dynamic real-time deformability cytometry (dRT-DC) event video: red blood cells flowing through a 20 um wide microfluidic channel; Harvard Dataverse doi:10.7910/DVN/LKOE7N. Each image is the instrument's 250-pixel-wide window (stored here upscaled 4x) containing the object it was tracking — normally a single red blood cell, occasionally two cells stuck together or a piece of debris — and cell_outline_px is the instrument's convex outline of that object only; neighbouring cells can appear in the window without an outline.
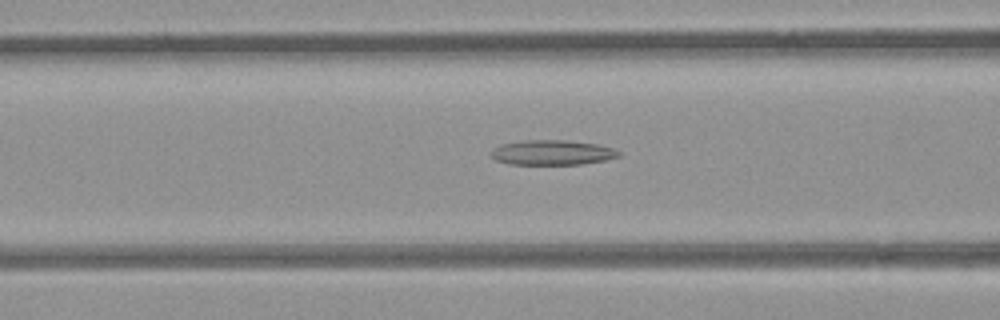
{"species": "common noctule bat (a hibernating species)", "species_latin": "Nyctalus noctula", "temperature_condition": "room temperature", "stored_images_in_passage": 52, "camera_frame_rate_fps": 3000, "um_per_image_px": 0.085, "animal": {"sex": "female", "body_mass_g": 21.9}, "frame": {"image": 1, "passage_image": 21, "time_ms": 6.667, "image_size_px": [1000, 320], "cell_outline_px": [[620, 156], [604, 160], [580, 164], [508, 164], [496, 160], [492, 156], [492, 152], [500, 144], [524, 140], [564, 140], [596, 144], [612, 148], [620, 152]], "centroid_in_image_um": [46.93, 12.96], "position_along_channel_um": 119.7, "area_um2": 18.26}}
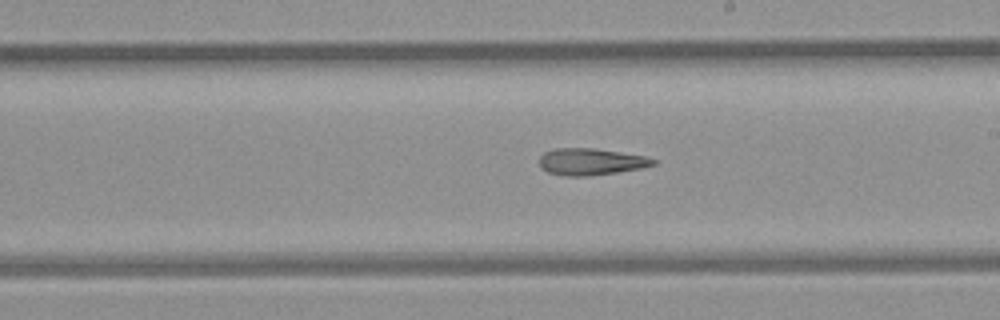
{"frame": {"image": 2, "passage_image": 30, "time_ms": 9.667, "image_size_px": [1000, 320], "cell_outline_px": [[656, 164], [640, 168], [620, 172], [592, 176], [564, 176], [548, 172], [540, 168], [540, 156], [544, 152], [556, 148], [592, 148], [644, 156], [656, 160]], "centroid_in_image_um": [50.19, 13.76], "position_along_channel_um": 238.8, "area_um2": 17.74}}
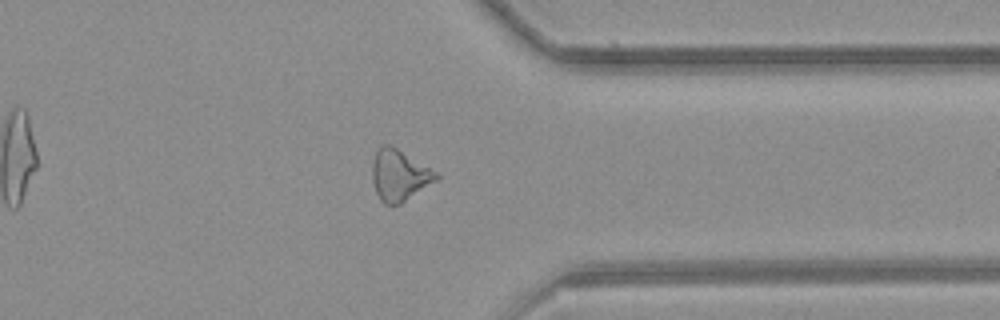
{"frame": {"image": 3, "passage_image": 41, "time_ms": 13.333, "image_size_px": [1000, 320], "cell_outline_px": [[440, 176], [436, 180], [400, 204], [384, 204], [380, 200], [376, 192], [372, 180], [372, 168], [376, 152], [384, 144], [388, 144], [396, 148], [440, 172]], "centroid_in_image_um": [33.96, 14.9], "position_along_channel_um": 377.4, "area_um2": 18.9}}